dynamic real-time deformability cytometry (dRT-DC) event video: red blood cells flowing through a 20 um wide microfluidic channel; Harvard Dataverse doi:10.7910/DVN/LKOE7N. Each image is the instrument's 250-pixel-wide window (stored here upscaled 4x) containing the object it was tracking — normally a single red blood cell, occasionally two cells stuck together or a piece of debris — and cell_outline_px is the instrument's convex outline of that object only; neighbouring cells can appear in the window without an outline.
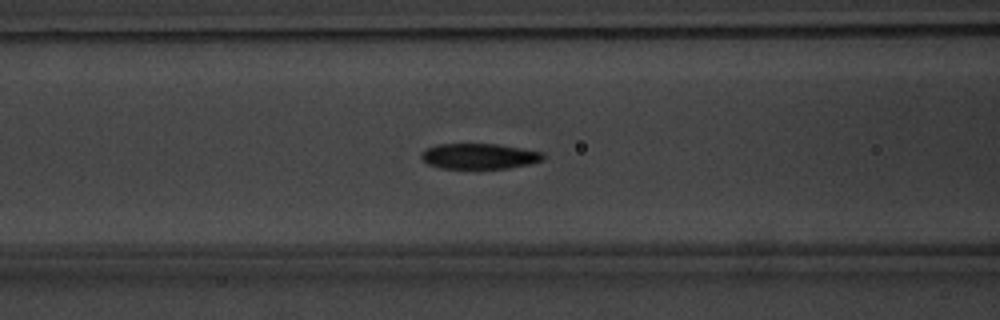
{"species": "common noctule bat (a hibernating species)", "species_latin": "Nyctalus noctula", "temperature_condition": "warm", "stored_images_in_passage": 45, "camera_frame_rate_fps": 3000, "um_per_image_px": 0.085, "animal": {"sex": "male", "body_mass_g": 20.1, "forearm_length_mm": 53.5}, "frame": {"image": 1, "passage_image": 14, "time_ms": 4.333, "image_size_px": [1000, 320], "cell_outline_px": [[544, 160], [528, 164], [508, 168], [440, 168], [428, 164], [420, 156], [424, 148], [436, 144], [496, 144], [544, 152]], "centroid_in_image_um": [40.72, 13.27], "position_along_channel_um": 125.9, "area_um2": 18.09}}
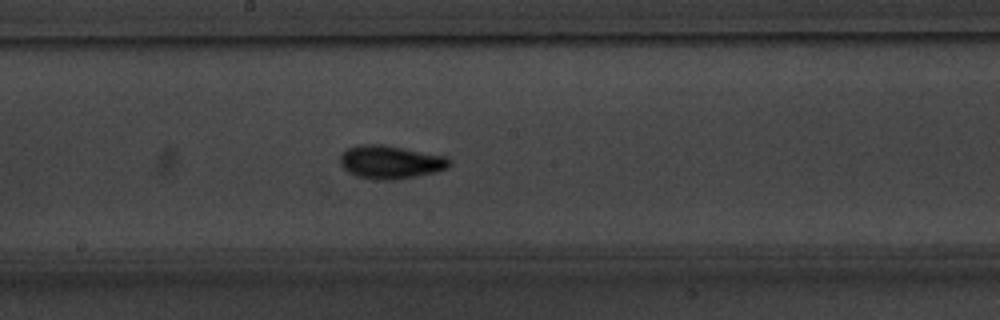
{"frame": {"image": 2, "passage_image": 21, "time_ms": 6.667, "image_size_px": [1000, 320], "cell_outline_px": [[452, 164], [448, 168], [436, 172], [416, 176], [392, 180], [376, 180], [356, 176], [348, 172], [344, 168], [340, 160], [340, 156], [348, 148], [360, 144], [384, 144], [448, 156], [452, 160]], "centroid_in_image_um": [33.25, 13.77], "position_along_channel_um": 215.0, "area_um2": 21.44}}
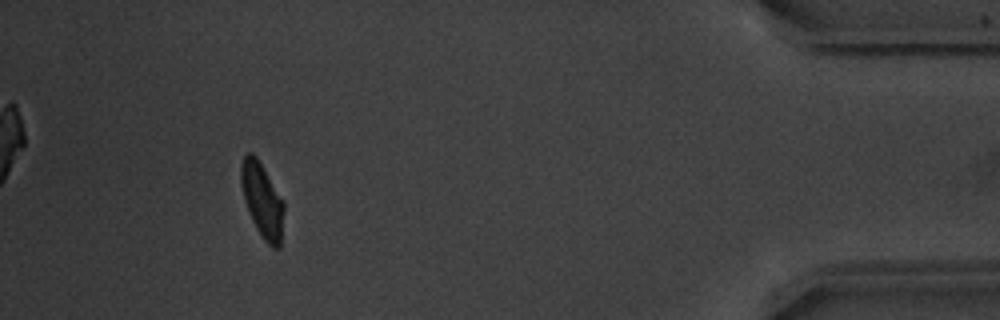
{"frame": {"image": 3, "passage_image": 41, "time_ms": 13.333, "image_size_px": [1000, 320], "cell_outline_px": [[284, 212], [280, 248], [272, 248], [264, 240], [256, 228], [252, 220], [244, 200], [240, 180], [240, 164], [244, 156], [248, 152], [252, 152], [256, 156], [284, 200]], "centroid_in_image_um": [22.29, 17.01], "position_along_channel_um": 412.9, "area_um2": 18.79}, "authors_computed_cell_mechanics": {"area_um2": 18.9584, "velocity_mm_per_s": 3.815, "shape_relaxation_time_tau1_ms": 2.9765, "shape_relaxation_time_tau2_ms": 1.4162, "deformation_change_tau1": 0.1332, "deformation_change_tau2": 0.067}}